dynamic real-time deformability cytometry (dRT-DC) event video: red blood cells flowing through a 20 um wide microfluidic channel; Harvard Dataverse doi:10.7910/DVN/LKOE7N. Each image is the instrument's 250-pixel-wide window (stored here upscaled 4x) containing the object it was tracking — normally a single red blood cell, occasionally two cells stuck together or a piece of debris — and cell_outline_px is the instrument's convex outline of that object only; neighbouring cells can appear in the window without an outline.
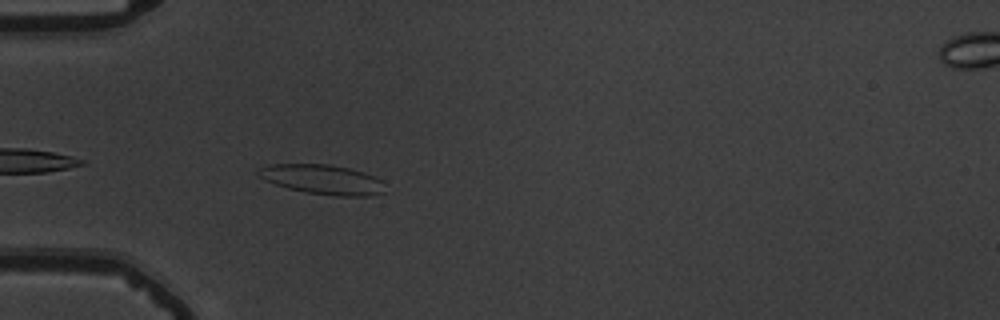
{"species": "common noctule bat (a hibernating species)", "species_latin": "Nyctalus noctula", "temperature_condition": "warm", "stored_images_in_passage": 23, "camera_frame_rate_fps": 3000, "um_per_image_px": 0.085, "animal": {"sex": "male", "body_mass_g": 19.5, "forearm_length_mm": 54.6}, "frame": {"image": 1, "passage_image": 3, "time_ms": 0.667, "image_size_px": [1000, 320], "cell_outline_px": [[384, 192], [368, 196], [336, 196], [308, 192], [288, 188], [264, 180], [256, 172], [260, 168], [268, 164], [328, 164], [348, 168], [364, 172], [376, 176], [380, 180]], "centroid_in_image_um": [27.4, 15.24], "position_along_channel_um": 57.6, "area_um2": 21.68}}
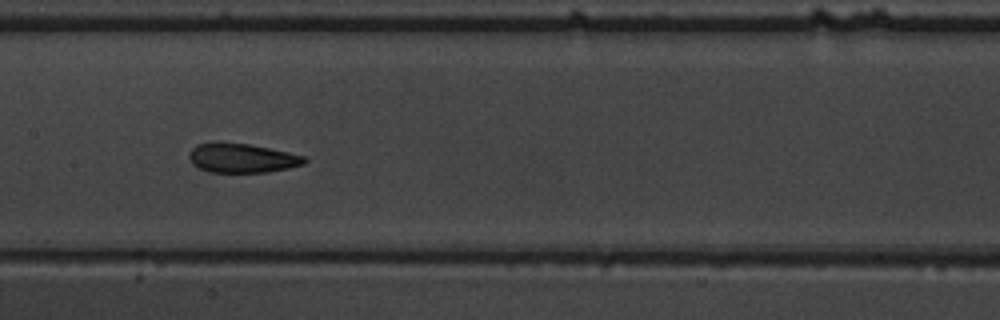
{"frame": {"image": 2, "passage_image": 14, "time_ms": 4.333, "image_size_px": [1000, 320], "cell_outline_px": [[308, 160], [304, 164], [288, 168], [268, 172], [208, 172], [192, 164], [188, 156], [188, 152], [196, 144], [212, 140], [216, 140], [248, 144], [288, 152], [304, 156]], "centroid_in_image_um": [20.5, 13.41], "position_along_channel_um": 186.9, "area_um2": 20.06}}
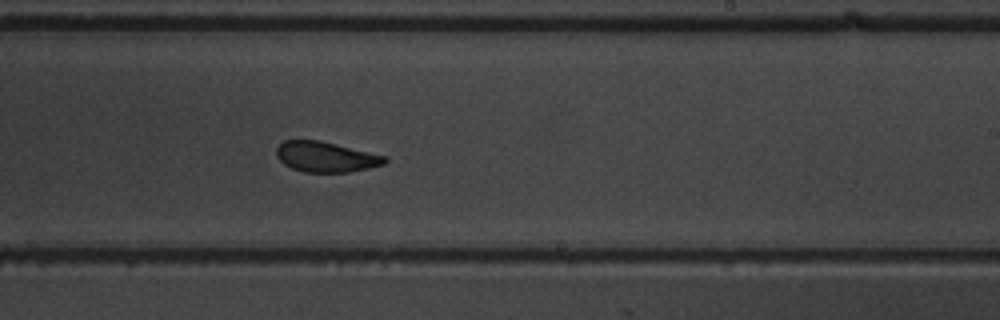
{"frame": {"image": 3, "passage_image": 20, "time_ms": 6.333, "image_size_px": [1000, 320], "cell_outline_px": [[388, 160], [384, 164], [368, 168], [348, 172], [304, 172], [292, 168], [284, 164], [276, 156], [276, 148], [284, 140], [320, 140], [388, 156]], "centroid_in_image_um": [27.71, 13.33], "position_along_channel_um": 261.3, "area_um2": 19.25}}